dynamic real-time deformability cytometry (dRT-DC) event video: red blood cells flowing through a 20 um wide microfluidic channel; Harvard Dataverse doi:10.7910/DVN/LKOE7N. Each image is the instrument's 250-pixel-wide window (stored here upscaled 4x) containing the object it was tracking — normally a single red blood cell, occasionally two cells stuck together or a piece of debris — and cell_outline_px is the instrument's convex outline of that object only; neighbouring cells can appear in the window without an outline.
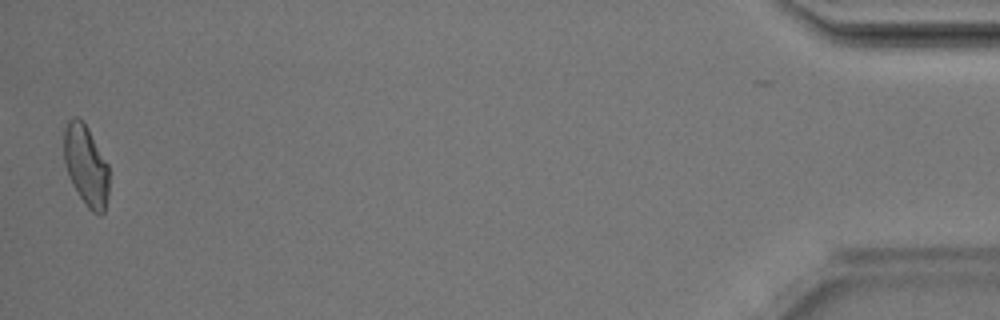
{"species": "Egyptian fruit bat (a non-hibernating species)", "species_latin": "Rousettus aegyptiacus", "temperature_condition": "room temperature", "stored_images_in_passage": 46, "camera_frame_rate_fps": 3000, "um_per_image_px": 0.085, "animal": {"sex": "male"}, "frame": {"image": 1, "passage_image": 46, "time_ms": 15.0, "image_size_px": [1000, 320], "cell_outline_px": [[108, 196], [104, 212], [100, 216], [92, 212], [84, 204], [72, 184], [68, 176], [64, 164], [64, 128], [68, 120], [72, 116], [76, 116], [88, 128], [108, 164]], "centroid_in_image_um": [7.3, 14.09], "position_along_channel_um": 427.9, "area_um2": 21.39}, "authors_computed_cell_mechanics": {"area_um2": 22.1663, "velocity_mm_per_s": 4.1865, "shape_relaxation_time_tau1_ms": 6.2421, "shape_relaxation_time_tau2_ms": 1.0939, "deformation_change_tau1": 0.1249, "deformation_change_tau2": 0.064}}